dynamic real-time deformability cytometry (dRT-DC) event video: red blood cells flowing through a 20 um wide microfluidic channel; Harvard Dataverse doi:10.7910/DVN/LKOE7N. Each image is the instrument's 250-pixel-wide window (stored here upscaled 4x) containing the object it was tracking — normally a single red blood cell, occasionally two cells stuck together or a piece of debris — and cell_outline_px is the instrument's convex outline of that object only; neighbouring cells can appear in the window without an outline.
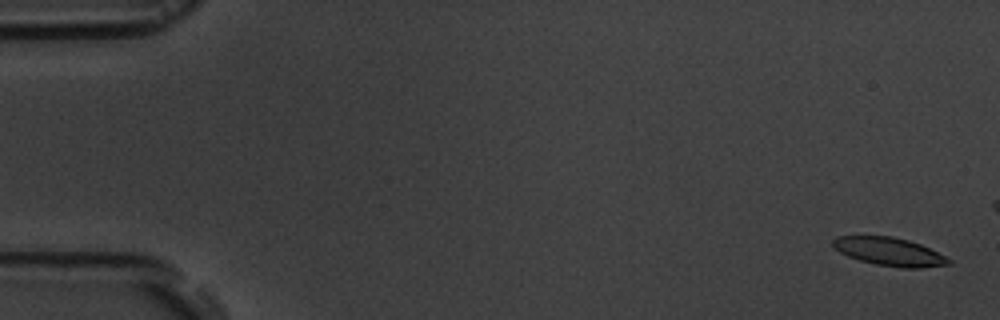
{"species": "common noctule bat (a hibernating species)", "species_latin": "Nyctalus noctula", "temperature_condition": "room temperature", "stored_images_in_passage": 6, "camera_frame_rate_fps": 3000, "um_per_image_px": 0.085, "animal": {"sex": "male", "body_mass_g": 19.5, "forearm_length_mm": 54.6}, "frame": {"image": 1, "passage_image": 1, "time_ms": 0.0, "image_size_px": [1000, 320], "cell_outline_px": [[952, 264], [920, 268], [900, 268], [876, 264], [860, 260], [848, 256], [840, 252], [832, 244], [832, 240], [836, 236], [892, 236], [908, 240], [920, 244], [952, 260]], "centroid_in_image_um": [75.6, 21.39], "position_along_channel_um": 9.4, "area_um2": 18.9}}